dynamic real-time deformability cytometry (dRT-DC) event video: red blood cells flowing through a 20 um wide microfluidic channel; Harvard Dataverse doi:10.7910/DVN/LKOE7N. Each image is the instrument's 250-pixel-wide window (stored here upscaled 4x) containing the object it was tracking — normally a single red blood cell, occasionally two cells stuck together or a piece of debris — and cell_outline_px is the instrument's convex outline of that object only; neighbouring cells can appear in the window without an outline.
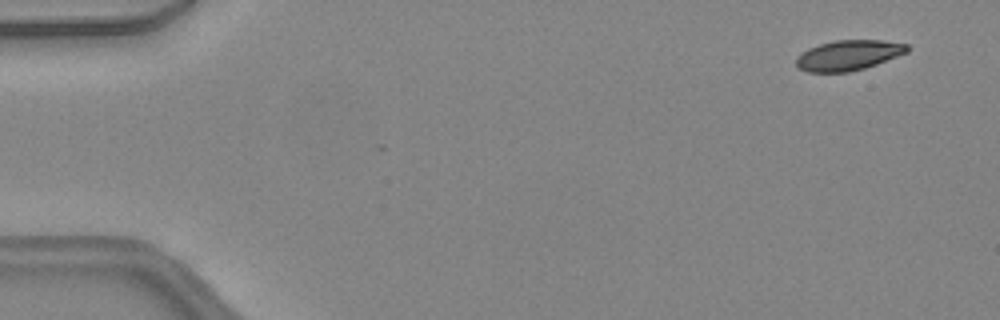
{"species": "common noctule bat (a hibernating species)", "species_latin": "Nyctalus noctula", "temperature_condition": "warm", "stored_images_in_passage": 15, "camera_frame_rate_fps": 3000, "um_per_image_px": 0.085, "animal": {"sex": "female", "body_mass_g": 24.6, "forearm_length_mm": 56.2}, "frame": {"image": 1, "passage_image": 3, "time_ms": 0.667, "image_size_px": [1000, 320], "cell_outline_px": [[908, 52], [876, 64], [864, 68], [848, 72], [808, 72], [796, 68], [796, 56], [800, 52], [808, 48], [820, 44], [836, 40], [880, 40], [908, 44]], "centroid_in_image_um": [72.06, 4.7], "position_along_channel_um": 12.9, "area_um2": 19.59}}